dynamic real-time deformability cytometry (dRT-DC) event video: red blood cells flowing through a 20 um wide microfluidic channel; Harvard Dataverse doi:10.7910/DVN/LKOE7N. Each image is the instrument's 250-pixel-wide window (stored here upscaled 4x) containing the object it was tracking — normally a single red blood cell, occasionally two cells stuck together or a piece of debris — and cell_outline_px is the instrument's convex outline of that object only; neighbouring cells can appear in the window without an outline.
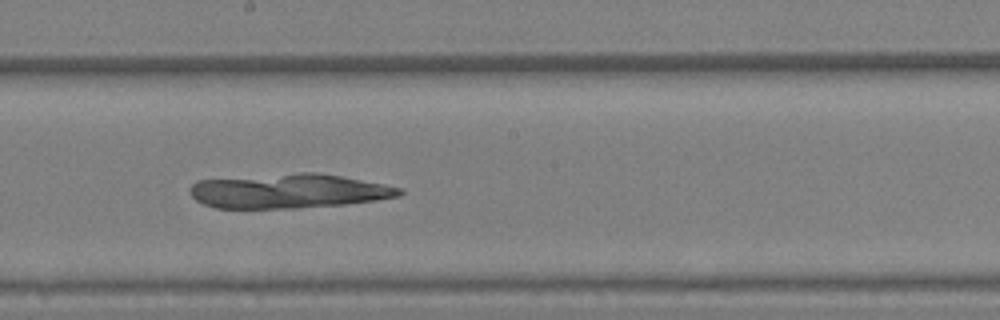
{"species": "Egyptian fruit bat (a non-hibernating species)", "species_latin": "Rousettus aegyptiacus", "temperature_condition": "warm", "stored_images_in_passage": 61, "camera_frame_rate_fps": 3000, "um_per_image_px": 0.085, "animal": {"sex": "female"}, "frame": {"image": 1, "passage_image": 36, "time_ms": 11.667, "image_size_px": [1000, 320], "cell_outline_px": [[404, 192], [400, 196], [376, 200], [348, 204], [300, 208], [216, 208], [204, 204], [196, 200], [188, 192], [188, 188], [196, 180], [300, 172], [316, 172], [340, 176], [384, 184], [400, 188]], "centroid_in_image_um": [24.51, 16.24], "position_along_channel_um": 223.7, "area_um2": 42.19}}
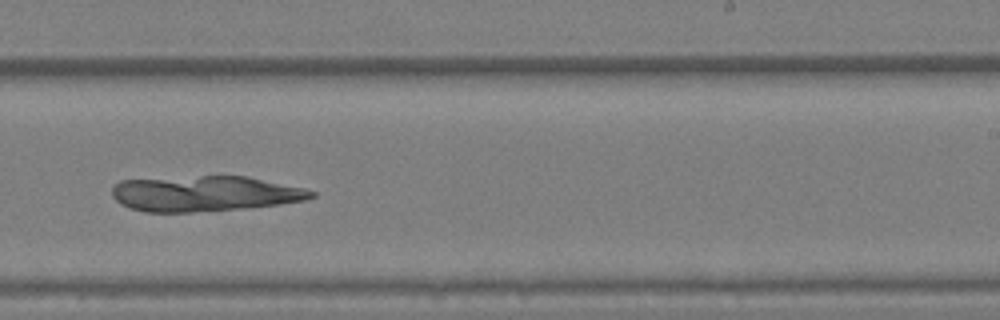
{"frame": {"image": 2, "passage_image": 41, "time_ms": 13.333, "image_size_px": [1000, 320], "cell_outline_px": [[316, 196], [304, 200], [276, 204], [244, 208], [192, 212], [144, 212], [120, 204], [112, 196], [112, 188], [120, 180], [200, 176], [244, 176], [304, 188], [316, 192]], "centroid_in_image_um": [17.37, 16.46], "position_along_channel_um": 271.6, "area_um2": 40.86}}
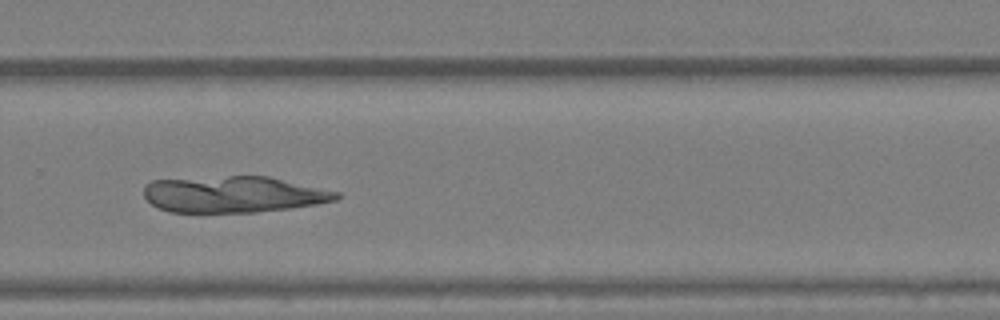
{"frame": {"image": 3, "passage_image": 45, "time_ms": 14.667, "image_size_px": [1000, 320], "cell_outline_px": [[340, 196], [336, 200], [316, 204], [288, 208], [256, 212], [168, 212], [152, 204], [144, 196], [144, 184], [152, 180], [228, 176], [268, 176], [340, 192]], "centroid_in_image_um": [19.84, 16.52], "position_along_channel_um": 310.0, "area_um2": 40.69}}